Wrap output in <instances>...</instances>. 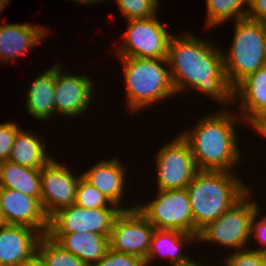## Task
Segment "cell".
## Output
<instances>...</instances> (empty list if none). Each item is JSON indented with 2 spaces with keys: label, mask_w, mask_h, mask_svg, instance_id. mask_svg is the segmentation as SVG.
Masks as SVG:
<instances>
[{
  "label": "cell",
  "mask_w": 266,
  "mask_h": 266,
  "mask_svg": "<svg viewBox=\"0 0 266 266\" xmlns=\"http://www.w3.org/2000/svg\"><path fill=\"white\" fill-rule=\"evenodd\" d=\"M222 50L188 30L172 35L166 59L175 94L198 90L225 108L231 107L233 89L226 79Z\"/></svg>",
  "instance_id": "6da1fadb"
},
{
  "label": "cell",
  "mask_w": 266,
  "mask_h": 266,
  "mask_svg": "<svg viewBox=\"0 0 266 266\" xmlns=\"http://www.w3.org/2000/svg\"><path fill=\"white\" fill-rule=\"evenodd\" d=\"M219 110L180 134L190 145L198 170L236 172L235 166L242 162L236 126L243 119L229 107Z\"/></svg>",
  "instance_id": "7a4b0ae2"
},
{
  "label": "cell",
  "mask_w": 266,
  "mask_h": 266,
  "mask_svg": "<svg viewBox=\"0 0 266 266\" xmlns=\"http://www.w3.org/2000/svg\"><path fill=\"white\" fill-rule=\"evenodd\" d=\"M237 172L199 170L187 185L193 235L237 203L252 187Z\"/></svg>",
  "instance_id": "3957f363"
},
{
  "label": "cell",
  "mask_w": 266,
  "mask_h": 266,
  "mask_svg": "<svg viewBox=\"0 0 266 266\" xmlns=\"http://www.w3.org/2000/svg\"><path fill=\"white\" fill-rule=\"evenodd\" d=\"M118 58L123 66L126 106L132 114L139 113L140 109L150 107L155 102L177 96L166 58Z\"/></svg>",
  "instance_id": "277c9868"
},
{
  "label": "cell",
  "mask_w": 266,
  "mask_h": 266,
  "mask_svg": "<svg viewBox=\"0 0 266 266\" xmlns=\"http://www.w3.org/2000/svg\"><path fill=\"white\" fill-rule=\"evenodd\" d=\"M233 23L230 48L226 53L222 51L226 79L232 89L265 66V23L247 17Z\"/></svg>",
  "instance_id": "5b68a950"
},
{
  "label": "cell",
  "mask_w": 266,
  "mask_h": 266,
  "mask_svg": "<svg viewBox=\"0 0 266 266\" xmlns=\"http://www.w3.org/2000/svg\"><path fill=\"white\" fill-rule=\"evenodd\" d=\"M251 189L231 208L216 220L207 224L197 235V242H214V244L231 248L234 251L248 248L252 239V219L259 208ZM250 241V242H249Z\"/></svg>",
  "instance_id": "8992f818"
},
{
  "label": "cell",
  "mask_w": 266,
  "mask_h": 266,
  "mask_svg": "<svg viewBox=\"0 0 266 266\" xmlns=\"http://www.w3.org/2000/svg\"><path fill=\"white\" fill-rule=\"evenodd\" d=\"M136 208L158 230H178L193 235V213L186 188L157 190L152 201Z\"/></svg>",
  "instance_id": "52a82bcc"
},
{
  "label": "cell",
  "mask_w": 266,
  "mask_h": 266,
  "mask_svg": "<svg viewBox=\"0 0 266 266\" xmlns=\"http://www.w3.org/2000/svg\"><path fill=\"white\" fill-rule=\"evenodd\" d=\"M122 43L115 48L117 57L166 58L172 33L158 17L127 20ZM170 33V34H169Z\"/></svg>",
  "instance_id": "ba28073f"
},
{
  "label": "cell",
  "mask_w": 266,
  "mask_h": 266,
  "mask_svg": "<svg viewBox=\"0 0 266 266\" xmlns=\"http://www.w3.org/2000/svg\"><path fill=\"white\" fill-rule=\"evenodd\" d=\"M158 190L183 189L199 171L190 145L179 133L155 154Z\"/></svg>",
  "instance_id": "9c48e42d"
},
{
  "label": "cell",
  "mask_w": 266,
  "mask_h": 266,
  "mask_svg": "<svg viewBox=\"0 0 266 266\" xmlns=\"http://www.w3.org/2000/svg\"><path fill=\"white\" fill-rule=\"evenodd\" d=\"M121 208L86 209L76 204L59 209L48 218L47 234L91 232L110 237Z\"/></svg>",
  "instance_id": "30bf717a"
},
{
  "label": "cell",
  "mask_w": 266,
  "mask_h": 266,
  "mask_svg": "<svg viewBox=\"0 0 266 266\" xmlns=\"http://www.w3.org/2000/svg\"><path fill=\"white\" fill-rule=\"evenodd\" d=\"M154 231L155 228L137 208L121 210L112 226L110 248L145 261Z\"/></svg>",
  "instance_id": "8fae6325"
},
{
  "label": "cell",
  "mask_w": 266,
  "mask_h": 266,
  "mask_svg": "<svg viewBox=\"0 0 266 266\" xmlns=\"http://www.w3.org/2000/svg\"><path fill=\"white\" fill-rule=\"evenodd\" d=\"M82 174L71 173L70 168L52 158L41 169V206L49 218L59 209L73 205L77 184Z\"/></svg>",
  "instance_id": "7c38bea8"
},
{
  "label": "cell",
  "mask_w": 266,
  "mask_h": 266,
  "mask_svg": "<svg viewBox=\"0 0 266 266\" xmlns=\"http://www.w3.org/2000/svg\"><path fill=\"white\" fill-rule=\"evenodd\" d=\"M61 66L55 65V114L60 113L70 118L84 116L90 110V103L94 99V84L88 76L66 74V70L63 71Z\"/></svg>",
  "instance_id": "4fadbf2b"
},
{
  "label": "cell",
  "mask_w": 266,
  "mask_h": 266,
  "mask_svg": "<svg viewBox=\"0 0 266 266\" xmlns=\"http://www.w3.org/2000/svg\"><path fill=\"white\" fill-rule=\"evenodd\" d=\"M0 207L6 224L23 225L47 234L48 217L41 203L19 191L0 187Z\"/></svg>",
  "instance_id": "5bb4252c"
},
{
  "label": "cell",
  "mask_w": 266,
  "mask_h": 266,
  "mask_svg": "<svg viewBox=\"0 0 266 266\" xmlns=\"http://www.w3.org/2000/svg\"><path fill=\"white\" fill-rule=\"evenodd\" d=\"M125 165L118 157L99 160L98 163L91 166L88 170L81 173L82 177L97 190L103 193L113 204L122 210L136 208L137 204L122 207L124 200V191L128 189L126 185L128 175Z\"/></svg>",
  "instance_id": "9a60e30c"
},
{
  "label": "cell",
  "mask_w": 266,
  "mask_h": 266,
  "mask_svg": "<svg viewBox=\"0 0 266 266\" xmlns=\"http://www.w3.org/2000/svg\"><path fill=\"white\" fill-rule=\"evenodd\" d=\"M234 106L245 125L251 126L266 115V66L247 76L233 89Z\"/></svg>",
  "instance_id": "2e32d148"
},
{
  "label": "cell",
  "mask_w": 266,
  "mask_h": 266,
  "mask_svg": "<svg viewBox=\"0 0 266 266\" xmlns=\"http://www.w3.org/2000/svg\"><path fill=\"white\" fill-rule=\"evenodd\" d=\"M41 236L37 230L23 225L0 226V264L22 266L37 251Z\"/></svg>",
  "instance_id": "e0dca14e"
},
{
  "label": "cell",
  "mask_w": 266,
  "mask_h": 266,
  "mask_svg": "<svg viewBox=\"0 0 266 266\" xmlns=\"http://www.w3.org/2000/svg\"><path fill=\"white\" fill-rule=\"evenodd\" d=\"M47 29L39 24H0V63L7 64L33 50L49 35Z\"/></svg>",
  "instance_id": "ac0fdd59"
},
{
  "label": "cell",
  "mask_w": 266,
  "mask_h": 266,
  "mask_svg": "<svg viewBox=\"0 0 266 266\" xmlns=\"http://www.w3.org/2000/svg\"><path fill=\"white\" fill-rule=\"evenodd\" d=\"M197 242V235L184 233L178 230H158L155 229L150 250L145 260L146 266H152L153 261L165 259L170 266H187L192 264L195 259L188 254L182 253L181 248L189 246L190 243ZM159 256V257H158Z\"/></svg>",
  "instance_id": "d6986e66"
},
{
  "label": "cell",
  "mask_w": 266,
  "mask_h": 266,
  "mask_svg": "<svg viewBox=\"0 0 266 266\" xmlns=\"http://www.w3.org/2000/svg\"><path fill=\"white\" fill-rule=\"evenodd\" d=\"M47 235L63 249L80 258L87 266L98 262L110 247L109 237L97 233L76 232Z\"/></svg>",
  "instance_id": "ffe728a7"
},
{
  "label": "cell",
  "mask_w": 266,
  "mask_h": 266,
  "mask_svg": "<svg viewBox=\"0 0 266 266\" xmlns=\"http://www.w3.org/2000/svg\"><path fill=\"white\" fill-rule=\"evenodd\" d=\"M26 94V112L36 120L48 122L55 115V65L38 74Z\"/></svg>",
  "instance_id": "44dd1931"
},
{
  "label": "cell",
  "mask_w": 266,
  "mask_h": 266,
  "mask_svg": "<svg viewBox=\"0 0 266 266\" xmlns=\"http://www.w3.org/2000/svg\"><path fill=\"white\" fill-rule=\"evenodd\" d=\"M46 141L31 131L21 129L13 143L9 161L21 166L42 169L53 157L46 153Z\"/></svg>",
  "instance_id": "7402d4cb"
},
{
  "label": "cell",
  "mask_w": 266,
  "mask_h": 266,
  "mask_svg": "<svg viewBox=\"0 0 266 266\" xmlns=\"http://www.w3.org/2000/svg\"><path fill=\"white\" fill-rule=\"evenodd\" d=\"M0 187H7L36 198L41 203V169L9 160L0 162Z\"/></svg>",
  "instance_id": "603a6c76"
},
{
  "label": "cell",
  "mask_w": 266,
  "mask_h": 266,
  "mask_svg": "<svg viewBox=\"0 0 266 266\" xmlns=\"http://www.w3.org/2000/svg\"><path fill=\"white\" fill-rule=\"evenodd\" d=\"M206 29L246 17L248 0H206Z\"/></svg>",
  "instance_id": "cb8c5ba5"
},
{
  "label": "cell",
  "mask_w": 266,
  "mask_h": 266,
  "mask_svg": "<svg viewBox=\"0 0 266 266\" xmlns=\"http://www.w3.org/2000/svg\"><path fill=\"white\" fill-rule=\"evenodd\" d=\"M37 252L43 257L47 266H87L80 258L63 249L47 234L40 237Z\"/></svg>",
  "instance_id": "d4e9b609"
},
{
  "label": "cell",
  "mask_w": 266,
  "mask_h": 266,
  "mask_svg": "<svg viewBox=\"0 0 266 266\" xmlns=\"http://www.w3.org/2000/svg\"><path fill=\"white\" fill-rule=\"evenodd\" d=\"M76 205L86 208H119L113 204L103 193L88 183L82 176L77 184Z\"/></svg>",
  "instance_id": "484cf974"
},
{
  "label": "cell",
  "mask_w": 266,
  "mask_h": 266,
  "mask_svg": "<svg viewBox=\"0 0 266 266\" xmlns=\"http://www.w3.org/2000/svg\"><path fill=\"white\" fill-rule=\"evenodd\" d=\"M108 0H106L107 2ZM110 1V0H109ZM160 0H115L120 12L127 20L148 19L157 16Z\"/></svg>",
  "instance_id": "4316f807"
},
{
  "label": "cell",
  "mask_w": 266,
  "mask_h": 266,
  "mask_svg": "<svg viewBox=\"0 0 266 266\" xmlns=\"http://www.w3.org/2000/svg\"><path fill=\"white\" fill-rule=\"evenodd\" d=\"M224 259H222L224 262L221 266H266V253L254 250L251 246L233 251Z\"/></svg>",
  "instance_id": "83f0119b"
},
{
  "label": "cell",
  "mask_w": 266,
  "mask_h": 266,
  "mask_svg": "<svg viewBox=\"0 0 266 266\" xmlns=\"http://www.w3.org/2000/svg\"><path fill=\"white\" fill-rule=\"evenodd\" d=\"M92 266H146L145 261L135 255L108 248L107 253Z\"/></svg>",
  "instance_id": "f1b7e54d"
},
{
  "label": "cell",
  "mask_w": 266,
  "mask_h": 266,
  "mask_svg": "<svg viewBox=\"0 0 266 266\" xmlns=\"http://www.w3.org/2000/svg\"><path fill=\"white\" fill-rule=\"evenodd\" d=\"M20 130L21 127L15 122L0 124V162L9 159L14 139Z\"/></svg>",
  "instance_id": "f546056e"
},
{
  "label": "cell",
  "mask_w": 266,
  "mask_h": 266,
  "mask_svg": "<svg viewBox=\"0 0 266 266\" xmlns=\"http://www.w3.org/2000/svg\"><path fill=\"white\" fill-rule=\"evenodd\" d=\"M251 235V237L254 236L257 239L254 240L255 242L258 241L259 244L263 245H260L259 248L256 247L254 250L266 253V214L263 216L262 214L260 215L259 208L256 210L252 219Z\"/></svg>",
  "instance_id": "4dcf8cb0"
},
{
  "label": "cell",
  "mask_w": 266,
  "mask_h": 266,
  "mask_svg": "<svg viewBox=\"0 0 266 266\" xmlns=\"http://www.w3.org/2000/svg\"><path fill=\"white\" fill-rule=\"evenodd\" d=\"M246 17L266 24V0H248Z\"/></svg>",
  "instance_id": "1f68e13d"
},
{
  "label": "cell",
  "mask_w": 266,
  "mask_h": 266,
  "mask_svg": "<svg viewBox=\"0 0 266 266\" xmlns=\"http://www.w3.org/2000/svg\"><path fill=\"white\" fill-rule=\"evenodd\" d=\"M22 266H47L43 257L36 251Z\"/></svg>",
  "instance_id": "d6a6232c"
},
{
  "label": "cell",
  "mask_w": 266,
  "mask_h": 266,
  "mask_svg": "<svg viewBox=\"0 0 266 266\" xmlns=\"http://www.w3.org/2000/svg\"><path fill=\"white\" fill-rule=\"evenodd\" d=\"M256 130L258 134L266 138V115L260 117L256 122H254L250 128Z\"/></svg>",
  "instance_id": "836d02e7"
},
{
  "label": "cell",
  "mask_w": 266,
  "mask_h": 266,
  "mask_svg": "<svg viewBox=\"0 0 266 266\" xmlns=\"http://www.w3.org/2000/svg\"><path fill=\"white\" fill-rule=\"evenodd\" d=\"M71 1H74V2H78V4L79 3H81V4H83V5H85L86 4V6L88 5V4H90V6L93 4L94 5V3L95 4H98V3H102V2H106V0H71Z\"/></svg>",
  "instance_id": "e575fe53"
},
{
  "label": "cell",
  "mask_w": 266,
  "mask_h": 266,
  "mask_svg": "<svg viewBox=\"0 0 266 266\" xmlns=\"http://www.w3.org/2000/svg\"><path fill=\"white\" fill-rule=\"evenodd\" d=\"M9 3H10V0H0V13L5 8V6H7V4Z\"/></svg>",
  "instance_id": "d590c367"
},
{
  "label": "cell",
  "mask_w": 266,
  "mask_h": 266,
  "mask_svg": "<svg viewBox=\"0 0 266 266\" xmlns=\"http://www.w3.org/2000/svg\"><path fill=\"white\" fill-rule=\"evenodd\" d=\"M4 224H6L4 218H3V215H2V212H1V207H0V226H3Z\"/></svg>",
  "instance_id": "8d00e7d4"
},
{
  "label": "cell",
  "mask_w": 266,
  "mask_h": 266,
  "mask_svg": "<svg viewBox=\"0 0 266 266\" xmlns=\"http://www.w3.org/2000/svg\"><path fill=\"white\" fill-rule=\"evenodd\" d=\"M264 50H265V66H266V24H265Z\"/></svg>",
  "instance_id": "74e56055"
},
{
  "label": "cell",
  "mask_w": 266,
  "mask_h": 266,
  "mask_svg": "<svg viewBox=\"0 0 266 266\" xmlns=\"http://www.w3.org/2000/svg\"><path fill=\"white\" fill-rule=\"evenodd\" d=\"M187 266H203L202 264H200V262L194 261L192 264L187 265ZM207 266V265H206Z\"/></svg>",
  "instance_id": "f35d334b"
}]
</instances>
